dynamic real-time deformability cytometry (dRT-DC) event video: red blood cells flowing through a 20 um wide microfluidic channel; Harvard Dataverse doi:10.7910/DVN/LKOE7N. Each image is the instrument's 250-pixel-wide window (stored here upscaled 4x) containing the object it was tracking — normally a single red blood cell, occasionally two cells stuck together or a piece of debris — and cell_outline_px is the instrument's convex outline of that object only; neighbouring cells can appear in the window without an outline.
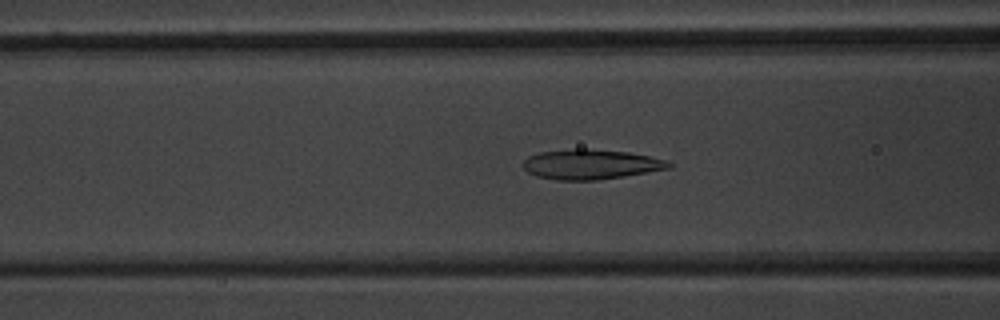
{"species": "common noctule bat (a hibernating species)", "species_latin": "Nyctalus noctula", "temperature_condition": "warm", "stored_images_in_passage": 40, "camera_frame_rate_fps": 3000, "um_per_image_px": 0.085, "animal": {"sex": "male", "body_mass_g": 20.1, "forearm_length_mm": 53.5}, "frame": {"image": 1, "passage_image": 9, "time_ms": 2.667, "image_size_px": [1000, 320], "cell_outline_px": [[672, 168], [596, 180], [556, 180], [536, 176], [528, 172], [524, 168], [524, 160], [528, 156], [540, 152], [576, 148], [584, 148], [628, 152], [668, 160], [672, 164]], "centroid_in_image_um": [50.21, 13.96], "position_along_channel_um": 116.4, "area_um2": 25.32}}
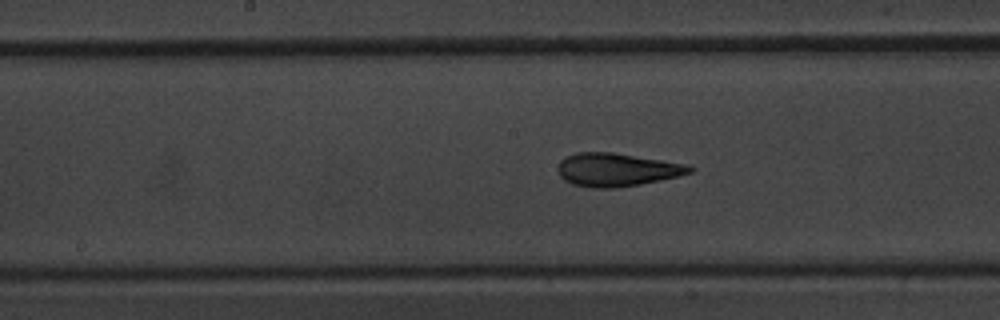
{"frame": {"image": 2, "passage_image": 15, "time_ms": 4.667, "image_size_px": [1000, 320], "cell_outline_px": [[696, 168], [692, 172], [660, 180], [640, 184], [612, 188], [588, 188], [572, 184], [564, 180], [560, 176], [556, 168], [560, 160], [564, 156], [576, 152], [612, 152], [688, 164]], "centroid_in_image_um": [52.38, 14.42], "position_along_channel_um": 195.8, "area_um2": 25.72}}
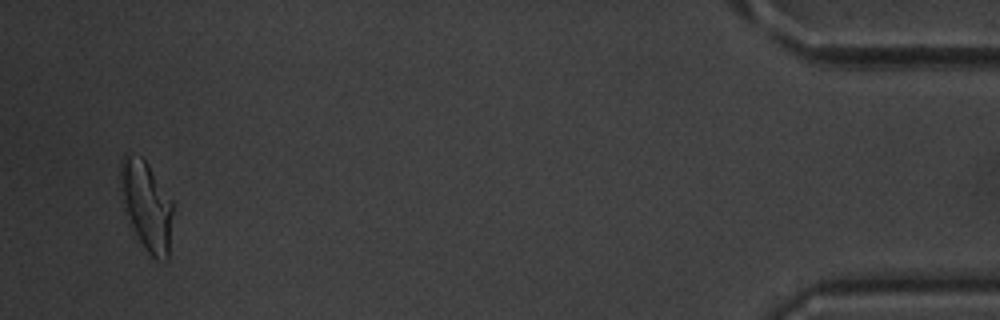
{"frame": {"image": 3, "passage_image": 38, "time_ms": 12.333, "image_size_px": [1000, 320], "cell_outline_px": [[176, 204], [168, 260], [156, 260], [144, 248], [124, 212], [120, 176], [120, 160], [124, 152], [140, 156], [148, 164]], "centroid_in_image_um": [12.51, 17.48], "position_along_channel_um": 422.7, "area_um2": 28.03}, "authors_computed_cell_mechanics": {"area_um2": 25.2297, "velocity_mm_per_s": 3.9525, "shape_relaxation_time_tau1_ms": 6.6754, "shape_relaxation_time_tau2_ms": 1.6192, "deformation_change_tau1": 0.2103, "deformation_change_tau2": 0.1057}}